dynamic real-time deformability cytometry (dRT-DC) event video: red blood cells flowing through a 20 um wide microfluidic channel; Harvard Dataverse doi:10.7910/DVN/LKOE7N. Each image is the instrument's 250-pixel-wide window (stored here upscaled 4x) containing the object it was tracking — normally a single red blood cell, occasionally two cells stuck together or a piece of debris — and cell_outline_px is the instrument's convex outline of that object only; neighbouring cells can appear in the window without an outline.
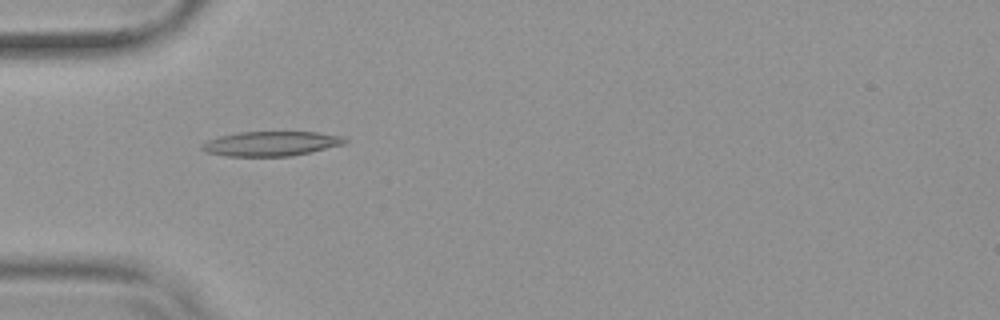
{"species": "common noctule bat (a hibernating species)", "species_latin": "Nyctalus noctula", "temperature_condition": "warm", "stored_images_in_passage": 53, "camera_frame_rate_fps": 3000, "um_per_image_px": 0.085, "animal": {"sex": "female", "body_mass_g": 19.9}, "frame": {"image": 1, "passage_image": 17, "time_ms": 5.333, "image_size_px": [1000, 320], "cell_outline_px": [[348, 140], [344, 144], [312, 152], [292, 156], [224, 156], [204, 152], [200, 148], [200, 144], [208, 140], [220, 136], [236, 132], [316, 132], [344, 136]], "centroid_in_image_um": [23.02, 12.21], "position_along_channel_um": 62.0, "area_um2": 20.75}}
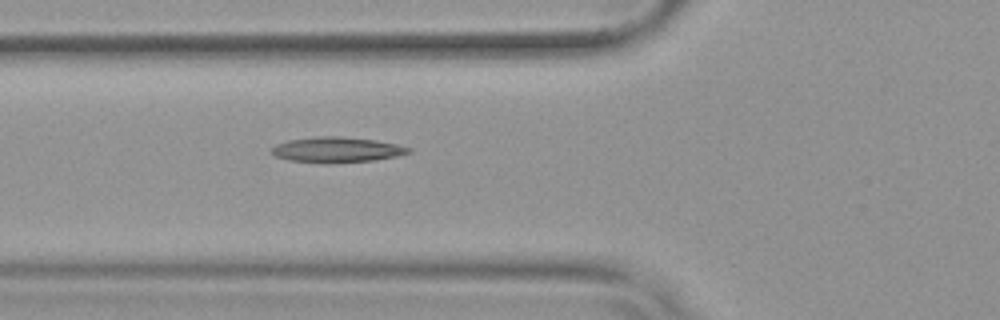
{"frame": {"image": 2, "passage_image": 20, "time_ms": 6.333, "image_size_px": [1000, 320], "cell_outline_px": [[412, 152], [396, 156], [376, 160], [324, 164], [288, 160], [276, 156], [268, 152], [276, 144], [288, 140], [316, 136], [340, 136], [376, 140], [396, 144], [412, 148]], "centroid_in_image_um": [28.61, 12.73], "position_along_channel_um": 97.2, "area_um2": 20.58}}
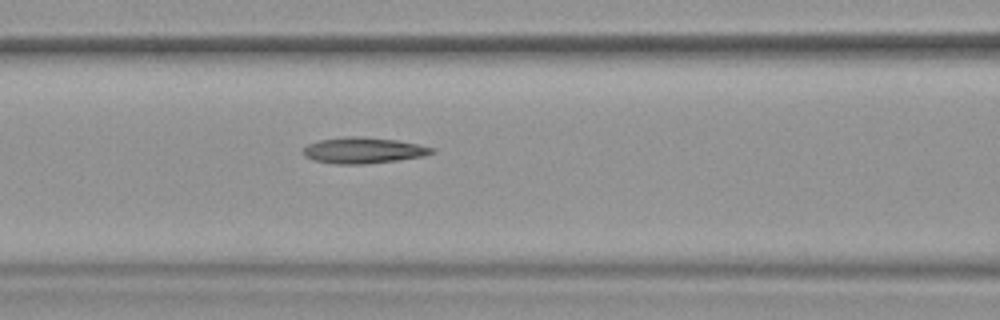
{"frame": {"image": 3, "passage_image": 23, "time_ms": 7.333, "image_size_px": [1000, 320], "cell_outline_px": [[436, 152], [424, 156], [400, 160], [364, 164], [336, 164], [312, 160], [304, 156], [300, 152], [308, 144], [320, 140], [348, 136], [360, 136], [396, 140], [436, 148]], "centroid_in_image_um": [30.88, 12.79], "position_along_channel_um": 135.7, "area_um2": 19.65}, "authors_computed_cell_mechanics": {"area_um2": 19.652, "velocity_mm_per_s": 3.8185, "shape_relaxation_time_tau1_ms": null, "shape_relaxation_time_tau2_ms": 3.6746, "deformation_change_tau1": null, "deformation_change_tau2": 0.1127}}